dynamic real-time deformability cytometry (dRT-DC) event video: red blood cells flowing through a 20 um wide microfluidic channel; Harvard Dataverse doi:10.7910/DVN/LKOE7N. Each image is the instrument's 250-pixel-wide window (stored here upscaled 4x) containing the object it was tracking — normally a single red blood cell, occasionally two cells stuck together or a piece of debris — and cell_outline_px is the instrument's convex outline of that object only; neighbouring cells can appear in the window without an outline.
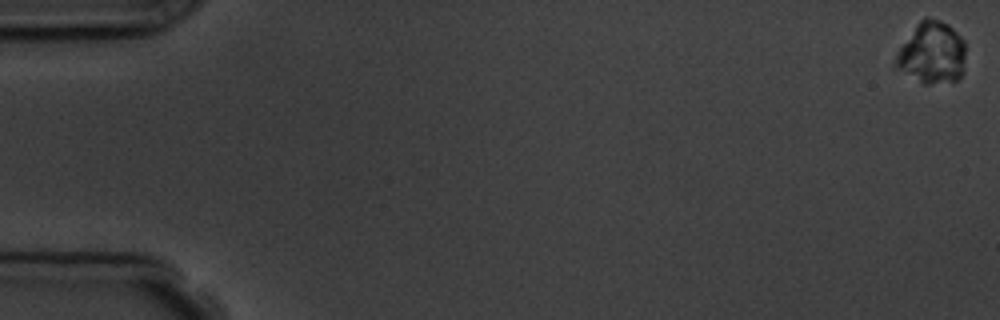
{"species": "common noctule bat (a hibernating species)", "species_latin": "Nyctalus noctula", "temperature_condition": "room temperature", "stored_images_in_passage": 6, "camera_frame_rate_fps": 3000, "um_per_image_px": 0.085, "animal": {"sex": "male", "body_mass_g": 19.5, "forearm_length_mm": 54.6}, "frame": {"image": 1, "passage_image": 1, "time_ms": 0.0, "image_size_px": [1000, 320], "cell_outline_px": [[964, 72], [956, 80], [928, 84], [924, 84], [900, 68], [896, 64], [896, 52], [916, 24], [924, 16], [928, 16], [940, 20], [948, 24], [964, 40]], "centroid_in_image_um": [79.24, 4.45], "position_along_channel_um": 5.8, "area_um2": 24.85}}
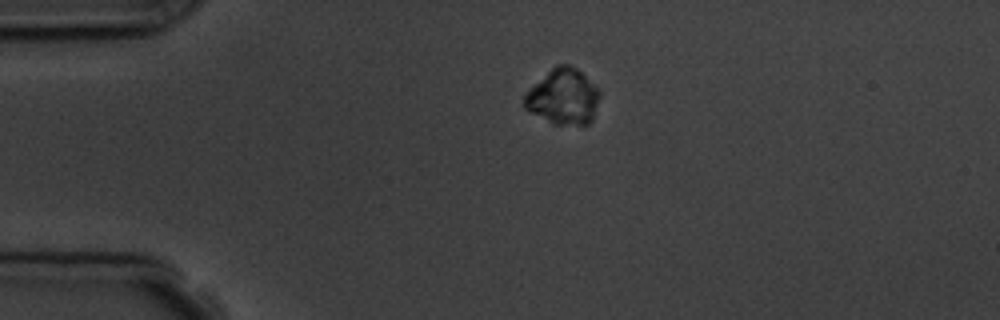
{"frame": {"image": 2, "passage_image": 5, "time_ms": 4.333, "image_size_px": [1000, 320], "cell_outline_px": [[600, 96], [592, 120], [588, 124], [552, 124], [524, 108], [524, 96], [556, 64], [568, 64], [576, 68], [600, 88]], "centroid_in_image_um": [47.92, 8.23], "position_along_channel_um": 37.1, "area_um2": 24.1}}